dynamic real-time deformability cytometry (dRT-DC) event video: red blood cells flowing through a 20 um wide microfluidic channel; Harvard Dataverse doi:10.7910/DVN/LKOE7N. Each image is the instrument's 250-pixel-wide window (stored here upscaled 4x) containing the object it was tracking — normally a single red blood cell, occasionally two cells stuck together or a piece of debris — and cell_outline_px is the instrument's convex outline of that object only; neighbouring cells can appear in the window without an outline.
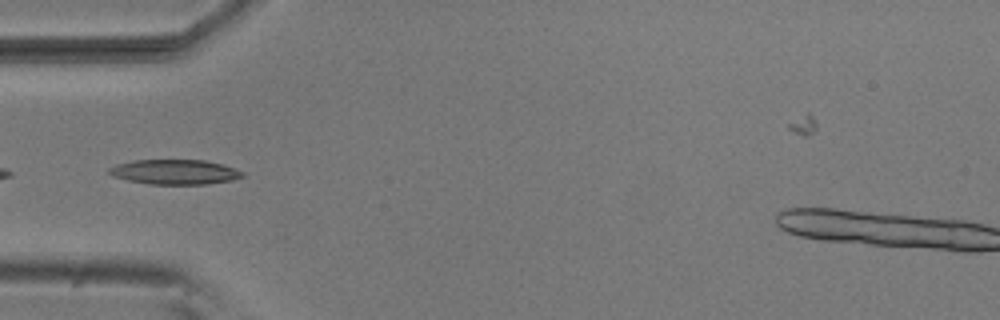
{"species": "common noctule bat (a hibernating species)", "species_latin": "Nyctalus noctula", "temperature_condition": "room temperature", "stored_images_in_passage": 7, "camera_frame_rate_fps": 3000, "um_per_image_px": 0.085, "animal": {"sex": "male", "body_mass_g": 20.5, "forearm_length_mm": 52.5}, "frame": {"image": 1, "passage_image": 4, "time_ms": 1.0, "image_size_px": [1000, 320], "cell_outline_px": [[244, 176], [232, 180], [208, 184], [148, 184], [128, 180], [112, 176], [108, 172], [108, 168], [116, 164], [132, 160], [204, 160], [220, 164], [244, 172]], "centroid_in_image_um": [14.81, 14.62], "position_along_channel_um": 70.2, "area_um2": 19.25}}
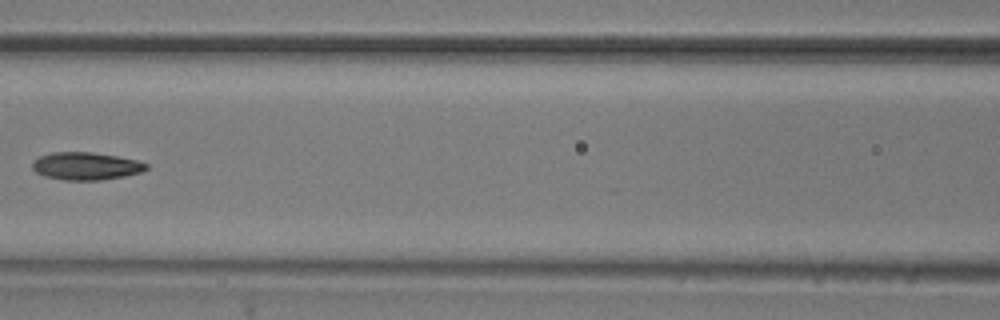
{"frame": {"image": 2, "passage_image": 6, "time_ms": 1.667, "image_size_px": [1000, 320], "cell_outline_px": [[148, 168], [140, 172], [124, 176], [100, 180], [64, 180], [44, 176], [36, 172], [32, 168], [32, 164], [40, 156], [52, 152], [92, 152], [116, 156], [136, 160], [148, 164]], "centroid_in_image_um": [7.3, 14.12], "position_along_channel_um": 159.3, "area_um2": 18.21}}
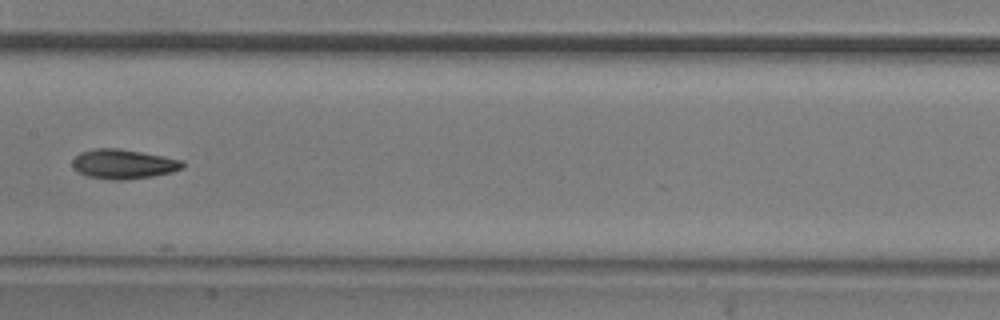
{"frame": {"image": 3, "passage_image": 7, "time_ms": 2.0, "image_size_px": [1000, 320], "cell_outline_px": [[184, 168], [172, 172], [152, 176], [124, 180], [112, 180], [88, 176], [72, 168], [72, 160], [80, 152], [96, 148], [120, 148], [184, 160]], "centroid_in_image_um": [10.5, 13.94], "position_along_channel_um": 196.9, "area_um2": 19.02}}